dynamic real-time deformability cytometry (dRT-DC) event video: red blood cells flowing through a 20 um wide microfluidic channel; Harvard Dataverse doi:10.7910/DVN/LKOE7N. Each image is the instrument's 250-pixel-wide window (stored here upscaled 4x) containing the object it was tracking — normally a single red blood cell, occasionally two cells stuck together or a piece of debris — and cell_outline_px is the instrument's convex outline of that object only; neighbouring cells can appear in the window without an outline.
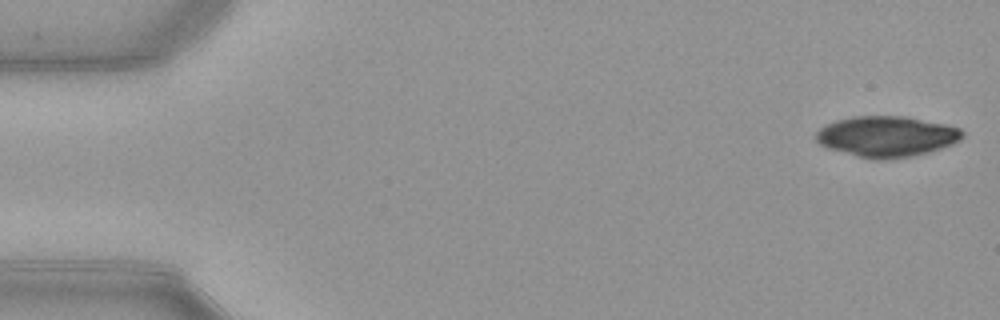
{"species": "common noctule bat (a hibernating species)", "species_latin": "Nyctalus noctula", "temperature_condition": "warm", "stored_images_in_passage": 51, "camera_frame_rate_fps": 3000, "um_per_image_px": 0.085, "animal": {"sex": "female", "body_mass_g": 21.9}, "frame": {"image": 1, "passage_image": 1, "time_ms": 0.0, "image_size_px": [1000, 320], "cell_outline_px": [[964, 136], [960, 140], [952, 144], [928, 152], [912, 156], [880, 160], [860, 156], [828, 148], [820, 144], [816, 140], [816, 132], [820, 128], [836, 120], [852, 116], [904, 116], [944, 124], [960, 128], [964, 132]], "centroid_in_image_um": [75.38, 11.59], "position_along_channel_um": 9.6, "area_um2": 34.39}}